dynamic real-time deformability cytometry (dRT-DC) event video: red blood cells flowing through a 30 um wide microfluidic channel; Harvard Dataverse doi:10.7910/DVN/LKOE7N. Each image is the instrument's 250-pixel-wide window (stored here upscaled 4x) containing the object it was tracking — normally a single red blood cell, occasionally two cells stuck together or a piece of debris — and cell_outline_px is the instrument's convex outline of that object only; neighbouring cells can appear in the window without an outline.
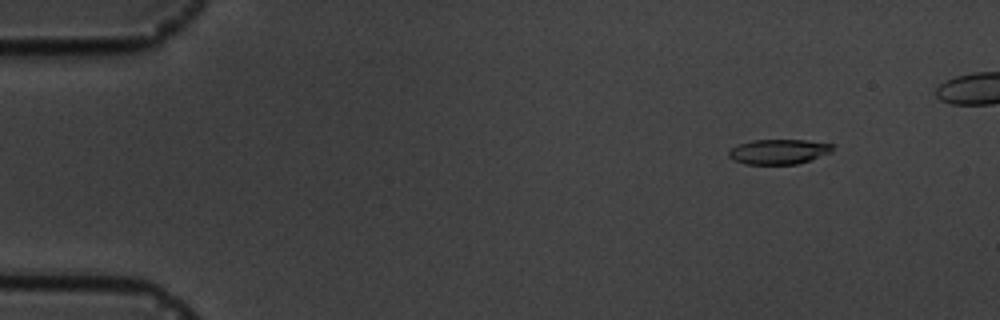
{"species": "common noctule bat (a hibernating species)", "species_latin": "Nyctalus noctula", "temperature_condition": "cold", "stored_images_in_passage": 6, "camera_frame_rate_fps": 3000, "um_per_image_px": 0.085, "animal": {"sex": "male", "body_mass_g": 19.5, "forearm_length_mm": 54.6}, "frame": {"image": 1, "passage_image": 2, "time_ms": 1.333, "image_size_px": [1000, 320], "cell_outline_px": [[836, 144], [832, 152], [812, 160], [796, 164], [744, 164], [732, 160], [728, 156], [728, 152], [732, 148], [740, 144], [752, 140], [804, 140]], "centroid_in_image_um": [66.23, 12.89], "position_along_channel_um": 18.8, "area_um2": 15.26}}